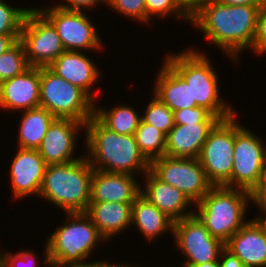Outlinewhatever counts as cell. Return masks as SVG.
Masks as SVG:
<instances>
[{"label": "cell", "mask_w": 266, "mask_h": 267, "mask_svg": "<svg viewBox=\"0 0 266 267\" xmlns=\"http://www.w3.org/2000/svg\"><path fill=\"white\" fill-rule=\"evenodd\" d=\"M250 193H266V164L263 167L259 184Z\"/></svg>", "instance_id": "cell-42"}, {"label": "cell", "mask_w": 266, "mask_h": 267, "mask_svg": "<svg viewBox=\"0 0 266 267\" xmlns=\"http://www.w3.org/2000/svg\"><path fill=\"white\" fill-rule=\"evenodd\" d=\"M132 265H128V264H126L125 265V263L124 264H119V262H118V264H110V267H131ZM133 267V266H132ZM137 267V266H136Z\"/></svg>", "instance_id": "cell-44"}, {"label": "cell", "mask_w": 266, "mask_h": 267, "mask_svg": "<svg viewBox=\"0 0 266 267\" xmlns=\"http://www.w3.org/2000/svg\"><path fill=\"white\" fill-rule=\"evenodd\" d=\"M134 137L140 152L149 162L164 156L166 135L153 125L146 124L141 120Z\"/></svg>", "instance_id": "cell-27"}, {"label": "cell", "mask_w": 266, "mask_h": 267, "mask_svg": "<svg viewBox=\"0 0 266 267\" xmlns=\"http://www.w3.org/2000/svg\"><path fill=\"white\" fill-rule=\"evenodd\" d=\"M259 10V7L228 6L209 0L191 15L190 23L202 30L207 41L227 57L239 62L241 52L252 46Z\"/></svg>", "instance_id": "cell-1"}, {"label": "cell", "mask_w": 266, "mask_h": 267, "mask_svg": "<svg viewBox=\"0 0 266 267\" xmlns=\"http://www.w3.org/2000/svg\"><path fill=\"white\" fill-rule=\"evenodd\" d=\"M218 3L228 6L245 5L261 8L266 4V0H216Z\"/></svg>", "instance_id": "cell-40"}, {"label": "cell", "mask_w": 266, "mask_h": 267, "mask_svg": "<svg viewBox=\"0 0 266 267\" xmlns=\"http://www.w3.org/2000/svg\"><path fill=\"white\" fill-rule=\"evenodd\" d=\"M101 3H105L108 6V0H64L63 4H55V6L65 10L84 11L85 8L93 9L97 4Z\"/></svg>", "instance_id": "cell-36"}, {"label": "cell", "mask_w": 266, "mask_h": 267, "mask_svg": "<svg viewBox=\"0 0 266 267\" xmlns=\"http://www.w3.org/2000/svg\"><path fill=\"white\" fill-rule=\"evenodd\" d=\"M141 120L146 124L153 125L165 135H167L175 125L173 111L154 95L147 105L144 115L141 116Z\"/></svg>", "instance_id": "cell-29"}, {"label": "cell", "mask_w": 266, "mask_h": 267, "mask_svg": "<svg viewBox=\"0 0 266 267\" xmlns=\"http://www.w3.org/2000/svg\"><path fill=\"white\" fill-rule=\"evenodd\" d=\"M28 10V8L10 6V3L0 0V35H20Z\"/></svg>", "instance_id": "cell-30"}, {"label": "cell", "mask_w": 266, "mask_h": 267, "mask_svg": "<svg viewBox=\"0 0 266 267\" xmlns=\"http://www.w3.org/2000/svg\"><path fill=\"white\" fill-rule=\"evenodd\" d=\"M251 50L257 54L266 53V4L258 12L257 25Z\"/></svg>", "instance_id": "cell-35"}, {"label": "cell", "mask_w": 266, "mask_h": 267, "mask_svg": "<svg viewBox=\"0 0 266 267\" xmlns=\"http://www.w3.org/2000/svg\"><path fill=\"white\" fill-rule=\"evenodd\" d=\"M234 155V115L209 131L198 160L213 186L231 187Z\"/></svg>", "instance_id": "cell-8"}, {"label": "cell", "mask_w": 266, "mask_h": 267, "mask_svg": "<svg viewBox=\"0 0 266 267\" xmlns=\"http://www.w3.org/2000/svg\"><path fill=\"white\" fill-rule=\"evenodd\" d=\"M18 40H20V35H0V55L12 47Z\"/></svg>", "instance_id": "cell-41"}, {"label": "cell", "mask_w": 266, "mask_h": 267, "mask_svg": "<svg viewBox=\"0 0 266 267\" xmlns=\"http://www.w3.org/2000/svg\"><path fill=\"white\" fill-rule=\"evenodd\" d=\"M29 67L24 46L18 40L0 55V83L21 74Z\"/></svg>", "instance_id": "cell-28"}, {"label": "cell", "mask_w": 266, "mask_h": 267, "mask_svg": "<svg viewBox=\"0 0 266 267\" xmlns=\"http://www.w3.org/2000/svg\"><path fill=\"white\" fill-rule=\"evenodd\" d=\"M143 177L146 183L145 188H141V194L173 222L194 214V211H187L192 202L182 191L161 181L150 170Z\"/></svg>", "instance_id": "cell-20"}, {"label": "cell", "mask_w": 266, "mask_h": 267, "mask_svg": "<svg viewBox=\"0 0 266 267\" xmlns=\"http://www.w3.org/2000/svg\"><path fill=\"white\" fill-rule=\"evenodd\" d=\"M84 131L89 153L85 157L93 169L134 176L150 170V162L140 152L134 135L111 131L94 115L86 122Z\"/></svg>", "instance_id": "cell-2"}, {"label": "cell", "mask_w": 266, "mask_h": 267, "mask_svg": "<svg viewBox=\"0 0 266 267\" xmlns=\"http://www.w3.org/2000/svg\"><path fill=\"white\" fill-rule=\"evenodd\" d=\"M249 201L250 192L246 190L213 186L195 204L194 214L214 238L225 244L248 221L245 212Z\"/></svg>", "instance_id": "cell-6"}, {"label": "cell", "mask_w": 266, "mask_h": 267, "mask_svg": "<svg viewBox=\"0 0 266 267\" xmlns=\"http://www.w3.org/2000/svg\"><path fill=\"white\" fill-rule=\"evenodd\" d=\"M16 149L9 173L13 197L39 196L47 164L36 149Z\"/></svg>", "instance_id": "cell-15"}, {"label": "cell", "mask_w": 266, "mask_h": 267, "mask_svg": "<svg viewBox=\"0 0 266 267\" xmlns=\"http://www.w3.org/2000/svg\"><path fill=\"white\" fill-rule=\"evenodd\" d=\"M37 9L53 24L65 50H101L103 44L100 34L85 12L65 10L57 6Z\"/></svg>", "instance_id": "cell-13"}, {"label": "cell", "mask_w": 266, "mask_h": 267, "mask_svg": "<svg viewBox=\"0 0 266 267\" xmlns=\"http://www.w3.org/2000/svg\"><path fill=\"white\" fill-rule=\"evenodd\" d=\"M136 176L93 170L90 202L133 203L141 194Z\"/></svg>", "instance_id": "cell-18"}, {"label": "cell", "mask_w": 266, "mask_h": 267, "mask_svg": "<svg viewBox=\"0 0 266 267\" xmlns=\"http://www.w3.org/2000/svg\"><path fill=\"white\" fill-rule=\"evenodd\" d=\"M93 170L85 155L70 163L47 165L38 197L65 213L85 212L90 203Z\"/></svg>", "instance_id": "cell-5"}, {"label": "cell", "mask_w": 266, "mask_h": 267, "mask_svg": "<svg viewBox=\"0 0 266 267\" xmlns=\"http://www.w3.org/2000/svg\"><path fill=\"white\" fill-rule=\"evenodd\" d=\"M207 55L195 49L167 54L165 60L190 84L192 102L209 110L220 120L236 114L220 93L218 76Z\"/></svg>", "instance_id": "cell-4"}, {"label": "cell", "mask_w": 266, "mask_h": 267, "mask_svg": "<svg viewBox=\"0 0 266 267\" xmlns=\"http://www.w3.org/2000/svg\"><path fill=\"white\" fill-rule=\"evenodd\" d=\"M85 124L72 119L56 118L37 149L47 165L66 164L81 159L75 154L76 136Z\"/></svg>", "instance_id": "cell-14"}, {"label": "cell", "mask_w": 266, "mask_h": 267, "mask_svg": "<svg viewBox=\"0 0 266 267\" xmlns=\"http://www.w3.org/2000/svg\"><path fill=\"white\" fill-rule=\"evenodd\" d=\"M250 202H253L257 206V209L259 208L264 215H257L253 221L266 228V193H250Z\"/></svg>", "instance_id": "cell-37"}, {"label": "cell", "mask_w": 266, "mask_h": 267, "mask_svg": "<svg viewBox=\"0 0 266 267\" xmlns=\"http://www.w3.org/2000/svg\"><path fill=\"white\" fill-rule=\"evenodd\" d=\"M234 114V155L231 188L251 192L260 182L266 164V146L261 138L238 124Z\"/></svg>", "instance_id": "cell-9"}, {"label": "cell", "mask_w": 266, "mask_h": 267, "mask_svg": "<svg viewBox=\"0 0 266 267\" xmlns=\"http://www.w3.org/2000/svg\"><path fill=\"white\" fill-rule=\"evenodd\" d=\"M82 51L61 53L48 68L57 76L83 90L96 103L92 88L99 81L100 70Z\"/></svg>", "instance_id": "cell-17"}, {"label": "cell", "mask_w": 266, "mask_h": 267, "mask_svg": "<svg viewBox=\"0 0 266 267\" xmlns=\"http://www.w3.org/2000/svg\"><path fill=\"white\" fill-rule=\"evenodd\" d=\"M246 267H266V228L248 220L225 244Z\"/></svg>", "instance_id": "cell-19"}, {"label": "cell", "mask_w": 266, "mask_h": 267, "mask_svg": "<svg viewBox=\"0 0 266 267\" xmlns=\"http://www.w3.org/2000/svg\"><path fill=\"white\" fill-rule=\"evenodd\" d=\"M216 123L177 125L166 135L164 156L198 158L209 131Z\"/></svg>", "instance_id": "cell-21"}, {"label": "cell", "mask_w": 266, "mask_h": 267, "mask_svg": "<svg viewBox=\"0 0 266 267\" xmlns=\"http://www.w3.org/2000/svg\"><path fill=\"white\" fill-rule=\"evenodd\" d=\"M194 267H219V262H207Z\"/></svg>", "instance_id": "cell-43"}, {"label": "cell", "mask_w": 266, "mask_h": 267, "mask_svg": "<svg viewBox=\"0 0 266 267\" xmlns=\"http://www.w3.org/2000/svg\"><path fill=\"white\" fill-rule=\"evenodd\" d=\"M133 203L90 202L85 213L90 217L100 235L108 242L128 227L131 228Z\"/></svg>", "instance_id": "cell-23"}, {"label": "cell", "mask_w": 266, "mask_h": 267, "mask_svg": "<svg viewBox=\"0 0 266 267\" xmlns=\"http://www.w3.org/2000/svg\"><path fill=\"white\" fill-rule=\"evenodd\" d=\"M174 113V124L188 125L191 123H217L220 119L204 107L179 109Z\"/></svg>", "instance_id": "cell-32"}, {"label": "cell", "mask_w": 266, "mask_h": 267, "mask_svg": "<svg viewBox=\"0 0 266 267\" xmlns=\"http://www.w3.org/2000/svg\"><path fill=\"white\" fill-rule=\"evenodd\" d=\"M150 171L161 181L182 191L192 206L213 187L198 158L162 156L150 162Z\"/></svg>", "instance_id": "cell-10"}, {"label": "cell", "mask_w": 266, "mask_h": 267, "mask_svg": "<svg viewBox=\"0 0 266 267\" xmlns=\"http://www.w3.org/2000/svg\"><path fill=\"white\" fill-rule=\"evenodd\" d=\"M55 119L50 112L41 106L24 110L18 131V147L37 150Z\"/></svg>", "instance_id": "cell-25"}, {"label": "cell", "mask_w": 266, "mask_h": 267, "mask_svg": "<svg viewBox=\"0 0 266 267\" xmlns=\"http://www.w3.org/2000/svg\"><path fill=\"white\" fill-rule=\"evenodd\" d=\"M40 106L55 118L86 122L94 115V101L79 87L40 67Z\"/></svg>", "instance_id": "cell-7"}, {"label": "cell", "mask_w": 266, "mask_h": 267, "mask_svg": "<svg viewBox=\"0 0 266 267\" xmlns=\"http://www.w3.org/2000/svg\"><path fill=\"white\" fill-rule=\"evenodd\" d=\"M20 41L28 64L32 67H48L65 51L55 27L37 8L27 11L21 27Z\"/></svg>", "instance_id": "cell-11"}, {"label": "cell", "mask_w": 266, "mask_h": 267, "mask_svg": "<svg viewBox=\"0 0 266 267\" xmlns=\"http://www.w3.org/2000/svg\"><path fill=\"white\" fill-rule=\"evenodd\" d=\"M146 4V23L156 16L164 18L168 16L178 17L176 19L188 20L191 16L180 6L177 0H145ZM171 14V15H170Z\"/></svg>", "instance_id": "cell-31"}, {"label": "cell", "mask_w": 266, "mask_h": 267, "mask_svg": "<svg viewBox=\"0 0 266 267\" xmlns=\"http://www.w3.org/2000/svg\"><path fill=\"white\" fill-rule=\"evenodd\" d=\"M96 267H110V262H109V264H104V265H100V266H96Z\"/></svg>", "instance_id": "cell-45"}, {"label": "cell", "mask_w": 266, "mask_h": 267, "mask_svg": "<svg viewBox=\"0 0 266 267\" xmlns=\"http://www.w3.org/2000/svg\"><path fill=\"white\" fill-rule=\"evenodd\" d=\"M66 215L64 225L57 227L46 241L45 264L50 267H96L109 264L104 260L87 262L96 245L106 242L90 217L85 212Z\"/></svg>", "instance_id": "cell-3"}, {"label": "cell", "mask_w": 266, "mask_h": 267, "mask_svg": "<svg viewBox=\"0 0 266 267\" xmlns=\"http://www.w3.org/2000/svg\"><path fill=\"white\" fill-rule=\"evenodd\" d=\"M108 6L119 14L146 23L145 0H108Z\"/></svg>", "instance_id": "cell-33"}, {"label": "cell", "mask_w": 266, "mask_h": 267, "mask_svg": "<svg viewBox=\"0 0 266 267\" xmlns=\"http://www.w3.org/2000/svg\"><path fill=\"white\" fill-rule=\"evenodd\" d=\"M171 234L177 249L186 256L183 267L219 261L224 243L214 238L195 214L174 222Z\"/></svg>", "instance_id": "cell-12"}, {"label": "cell", "mask_w": 266, "mask_h": 267, "mask_svg": "<svg viewBox=\"0 0 266 267\" xmlns=\"http://www.w3.org/2000/svg\"><path fill=\"white\" fill-rule=\"evenodd\" d=\"M40 106V67L30 66L21 74L0 83V108L11 111Z\"/></svg>", "instance_id": "cell-16"}, {"label": "cell", "mask_w": 266, "mask_h": 267, "mask_svg": "<svg viewBox=\"0 0 266 267\" xmlns=\"http://www.w3.org/2000/svg\"><path fill=\"white\" fill-rule=\"evenodd\" d=\"M173 221L147 198L140 194L132 204L131 226L137 227L149 241L169 230L173 232Z\"/></svg>", "instance_id": "cell-24"}, {"label": "cell", "mask_w": 266, "mask_h": 267, "mask_svg": "<svg viewBox=\"0 0 266 267\" xmlns=\"http://www.w3.org/2000/svg\"><path fill=\"white\" fill-rule=\"evenodd\" d=\"M94 103V116L109 130L124 135H134L141 117L128 105H116L110 111ZM98 107V108H97Z\"/></svg>", "instance_id": "cell-26"}, {"label": "cell", "mask_w": 266, "mask_h": 267, "mask_svg": "<svg viewBox=\"0 0 266 267\" xmlns=\"http://www.w3.org/2000/svg\"><path fill=\"white\" fill-rule=\"evenodd\" d=\"M154 87V96L166 104L173 112L179 109L197 107L192 102L190 84L164 59Z\"/></svg>", "instance_id": "cell-22"}, {"label": "cell", "mask_w": 266, "mask_h": 267, "mask_svg": "<svg viewBox=\"0 0 266 267\" xmlns=\"http://www.w3.org/2000/svg\"><path fill=\"white\" fill-rule=\"evenodd\" d=\"M219 259V267H246L236 255L225 247L221 250Z\"/></svg>", "instance_id": "cell-38"}, {"label": "cell", "mask_w": 266, "mask_h": 267, "mask_svg": "<svg viewBox=\"0 0 266 267\" xmlns=\"http://www.w3.org/2000/svg\"><path fill=\"white\" fill-rule=\"evenodd\" d=\"M3 252L0 251V267H38L36 254L32 250H23L11 255L9 251Z\"/></svg>", "instance_id": "cell-34"}, {"label": "cell", "mask_w": 266, "mask_h": 267, "mask_svg": "<svg viewBox=\"0 0 266 267\" xmlns=\"http://www.w3.org/2000/svg\"><path fill=\"white\" fill-rule=\"evenodd\" d=\"M209 0H177L180 6L191 16L193 15L203 4Z\"/></svg>", "instance_id": "cell-39"}]
</instances>
